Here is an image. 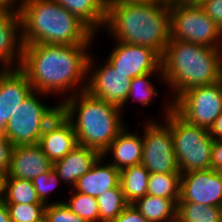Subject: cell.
<instances>
[{
    "mask_svg": "<svg viewBox=\"0 0 222 222\" xmlns=\"http://www.w3.org/2000/svg\"><path fill=\"white\" fill-rule=\"evenodd\" d=\"M89 47L90 45L27 44L23 46L19 69L27 76L34 91L58 96H65L72 91L70 97L86 90Z\"/></svg>",
    "mask_w": 222,
    "mask_h": 222,
    "instance_id": "1",
    "label": "cell"
},
{
    "mask_svg": "<svg viewBox=\"0 0 222 222\" xmlns=\"http://www.w3.org/2000/svg\"><path fill=\"white\" fill-rule=\"evenodd\" d=\"M104 29L115 41L147 46L161 57L171 39L169 4L161 1L107 3Z\"/></svg>",
    "mask_w": 222,
    "mask_h": 222,
    "instance_id": "2",
    "label": "cell"
},
{
    "mask_svg": "<svg viewBox=\"0 0 222 222\" xmlns=\"http://www.w3.org/2000/svg\"><path fill=\"white\" fill-rule=\"evenodd\" d=\"M23 45H91L95 34L54 0H20Z\"/></svg>",
    "mask_w": 222,
    "mask_h": 222,
    "instance_id": "3",
    "label": "cell"
},
{
    "mask_svg": "<svg viewBox=\"0 0 222 222\" xmlns=\"http://www.w3.org/2000/svg\"><path fill=\"white\" fill-rule=\"evenodd\" d=\"M222 48L186 41L168 42L162 56V75L174 102L186 90L220 81Z\"/></svg>",
    "mask_w": 222,
    "mask_h": 222,
    "instance_id": "4",
    "label": "cell"
},
{
    "mask_svg": "<svg viewBox=\"0 0 222 222\" xmlns=\"http://www.w3.org/2000/svg\"><path fill=\"white\" fill-rule=\"evenodd\" d=\"M64 99L60 111L71 122L78 144L102 155L125 127L122 110L86 90Z\"/></svg>",
    "mask_w": 222,
    "mask_h": 222,
    "instance_id": "5",
    "label": "cell"
},
{
    "mask_svg": "<svg viewBox=\"0 0 222 222\" xmlns=\"http://www.w3.org/2000/svg\"><path fill=\"white\" fill-rule=\"evenodd\" d=\"M171 133L181 173L211 169L214 139L208 129L188 123L172 108Z\"/></svg>",
    "mask_w": 222,
    "mask_h": 222,
    "instance_id": "6",
    "label": "cell"
},
{
    "mask_svg": "<svg viewBox=\"0 0 222 222\" xmlns=\"http://www.w3.org/2000/svg\"><path fill=\"white\" fill-rule=\"evenodd\" d=\"M48 94L33 91L14 111L4 129L13 146L37 145L47 124L60 112V102L46 106L40 99Z\"/></svg>",
    "mask_w": 222,
    "mask_h": 222,
    "instance_id": "7",
    "label": "cell"
},
{
    "mask_svg": "<svg viewBox=\"0 0 222 222\" xmlns=\"http://www.w3.org/2000/svg\"><path fill=\"white\" fill-rule=\"evenodd\" d=\"M169 8L172 40L222 48V28L204 12L199 3H172Z\"/></svg>",
    "mask_w": 222,
    "mask_h": 222,
    "instance_id": "8",
    "label": "cell"
},
{
    "mask_svg": "<svg viewBox=\"0 0 222 222\" xmlns=\"http://www.w3.org/2000/svg\"><path fill=\"white\" fill-rule=\"evenodd\" d=\"M165 107L164 124H159L152 119L144 126L141 164L150 173H181L177 165L171 133L173 102L168 101Z\"/></svg>",
    "mask_w": 222,
    "mask_h": 222,
    "instance_id": "9",
    "label": "cell"
},
{
    "mask_svg": "<svg viewBox=\"0 0 222 222\" xmlns=\"http://www.w3.org/2000/svg\"><path fill=\"white\" fill-rule=\"evenodd\" d=\"M173 109L188 123L209 130L222 113V82L186 90L173 102Z\"/></svg>",
    "mask_w": 222,
    "mask_h": 222,
    "instance_id": "10",
    "label": "cell"
},
{
    "mask_svg": "<svg viewBox=\"0 0 222 222\" xmlns=\"http://www.w3.org/2000/svg\"><path fill=\"white\" fill-rule=\"evenodd\" d=\"M93 58L90 53L86 91L92 96L105 100L123 111L132 79L114 69L107 60L104 64L94 68L96 64L94 65L95 61H93Z\"/></svg>",
    "mask_w": 222,
    "mask_h": 222,
    "instance_id": "11",
    "label": "cell"
},
{
    "mask_svg": "<svg viewBox=\"0 0 222 222\" xmlns=\"http://www.w3.org/2000/svg\"><path fill=\"white\" fill-rule=\"evenodd\" d=\"M129 79L151 72H162V57L152 48L116 41L106 59Z\"/></svg>",
    "mask_w": 222,
    "mask_h": 222,
    "instance_id": "12",
    "label": "cell"
},
{
    "mask_svg": "<svg viewBox=\"0 0 222 222\" xmlns=\"http://www.w3.org/2000/svg\"><path fill=\"white\" fill-rule=\"evenodd\" d=\"M178 202L222 207V172L205 169L181 173Z\"/></svg>",
    "mask_w": 222,
    "mask_h": 222,
    "instance_id": "13",
    "label": "cell"
},
{
    "mask_svg": "<svg viewBox=\"0 0 222 222\" xmlns=\"http://www.w3.org/2000/svg\"><path fill=\"white\" fill-rule=\"evenodd\" d=\"M27 76L19 69L0 70V133L18 107L32 92Z\"/></svg>",
    "mask_w": 222,
    "mask_h": 222,
    "instance_id": "14",
    "label": "cell"
},
{
    "mask_svg": "<svg viewBox=\"0 0 222 222\" xmlns=\"http://www.w3.org/2000/svg\"><path fill=\"white\" fill-rule=\"evenodd\" d=\"M23 46L19 10L0 11V65L3 64L1 69L20 67Z\"/></svg>",
    "mask_w": 222,
    "mask_h": 222,
    "instance_id": "15",
    "label": "cell"
},
{
    "mask_svg": "<svg viewBox=\"0 0 222 222\" xmlns=\"http://www.w3.org/2000/svg\"><path fill=\"white\" fill-rule=\"evenodd\" d=\"M38 145L54 163L78 145L71 122L60 111L45 127Z\"/></svg>",
    "mask_w": 222,
    "mask_h": 222,
    "instance_id": "16",
    "label": "cell"
},
{
    "mask_svg": "<svg viewBox=\"0 0 222 222\" xmlns=\"http://www.w3.org/2000/svg\"><path fill=\"white\" fill-rule=\"evenodd\" d=\"M53 168L52 161L37 145L13 146L6 177L33 180Z\"/></svg>",
    "mask_w": 222,
    "mask_h": 222,
    "instance_id": "17",
    "label": "cell"
},
{
    "mask_svg": "<svg viewBox=\"0 0 222 222\" xmlns=\"http://www.w3.org/2000/svg\"><path fill=\"white\" fill-rule=\"evenodd\" d=\"M104 156L100 155L88 172L80 177L73 190L93 197L115 188L120 183V170L111 163L103 165Z\"/></svg>",
    "mask_w": 222,
    "mask_h": 222,
    "instance_id": "18",
    "label": "cell"
},
{
    "mask_svg": "<svg viewBox=\"0 0 222 222\" xmlns=\"http://www.w3.org/2000/svg\"><path fill=\"white\" fill-rule=\"evenodd\" d=\"M101 154L96 150L83 145L75 146L65 157L53 163V169L58 178L69 183L71 189L77 180L90 170Z\"/></svg>",
    "mask_w": 222,
    "mask_h": 222,
    "instance_id": "19",
    "label": "cell"
},
{
    "mask_svg": "<svg viewBox=\"0 0 222 222\" xmlns=\"http://www.w3.org/2000/svg\"><path fill=\"white\" fill-rule=\"evenodd\" d=\"M124 127L117 135L115 140L103 152V156H113V162H110L114 167L121 170L125 167L137 165L141 163L143 152V138L138 133L130 131Z\"/></svg>",
    "mask_w": 222,
    "mask_h": 222,
    "instance_id": "20",
    "label": "cell"
},
{
    "mask_svg": "<svg viewBox=\"0 0 222 222\" xmlns=\"http://www.w3.org/2000/svg\"><path fill=\"white\" fill-rule=\"evenodd\" d=\"M84 22L95 34L103 28L108 0H54Z\"/></svg>",
    "mask_w": 222,
    "mask_h": 222,
    "instance_id": "21",
    "label": "cell"
},
{
    "mask_svg": "<svg viewBox=\"0 0 222 222\" xmlns=\"http://www.w3.org/2000/svg\"><path fill=\"white\" fill-rule=\"evenodd\" d=\"M133 205L149 222L177 221V204L172 199L146 194Z\"/></svg>",
    "mask_w": 222,
    "mask_h": 222,
    "instance_id": "22",
    "label": "cell"
},
{
    "mask_svg": "<svg viewBox=\"0 0 222 222\" xmlns=\"http://www.w3.org/2000/svg\"><path fill=\"white\" fill-rule=\"evenodd\" d=\"M150 172L140 163L120 170V187L128 204L147 194Z\"/></svg>",
    "mask_w": 222,
    "mask_h": 222,
    "instance_id": "23",
    "label": "cell"
},
{
    "mask_svg": "<svg viewBox=\"0 0 222 222\" xmlns=\"http://www.w3.org/2000/svg\"><path fill=\"white\" fill-rule=\"evenodd\" d=\"M181 173H150L147 194L172 199L180 198Z\"/></svg>",
    "mask_w": 222,
    "mask_h": 222,
    "instance_id": "24",
    "label": "cell"
},
{
    "mask_svg": "<svg viewBox=\"0 0 222 222\" xmlns=\"http://www.w3.org/2000/svg\"><path fill=\"white\" fill-rule=\"evenodd\" d=\"M176 222H222V207L178 202Z\"/></svg>",
    "mask_w": 222,
    "mask_h": 222,
    "instance_id": "25",
    "label": "cell"
},
{
    "mask_svg": "<svg viewBox=\"0 0 222 222\" xmlns=\"http://www.w3.org/2000/svg\"><path fill=\"white\" fill-rule=\"evenodd\" d=\"M3 199L5 203H42L31 180L14 177L5 178Z\"/></svg>",
    "mask_w": 222,
    "mask_h": 222,
    "instance_id": "26",
    "label": "cell"
},
{
    "mask_svg": "<svg viewBox=\"0 0 222 222\" xmlns=\"http://www.w3.org/2000/svg\"><path fill=\"white\" fill-rule=\"evenodd\" d=\"M97 203L100 222H111L128 206L120 184L99 195Z\"/></svg>",
    "mask_w": 222,
    "mask_h": 222,
    "instance_id": "27",
    "label": "cell"
},
{
    "mask_svg": "<svg viewBox=\"0 0 222 222\" xmlns=\"http://www.w3.org/2000/svg\"><path fill=\"white\" fill-rule=\"evenodd\" d=\"M72 196L63 201L66 206L87 222H100L97 198L76 192L70 188Z\"/></svg>",
    "mask_w": 222,
    "mask_h": 222,
    "instance_id": "28",
    "label": "cell"
},
{
    "mask_svg": "<svg viewBox=\"0 0 222 222\" xmlns=\"http://www.w3.org/2000/svg\"><path fill=\"white\" fill-rule=\"evenodd\" d=\"M154 73L155 75L156 73L160 74L158 76L159 78H162L161 80H163L162 72L146 73L144 75L137 76L131 80L126 104L131 98L132 100L139 101L142 105H146V106L152 103L153 101L152 98L158 95V91L155 89V87L153 86V84L151 83L149 79L150 76H153L152 74Z\"/></svg>",
    "mask_w": 222,
    "mask_h": 222,
    "instance_id": "29",
    "label": "cell"
},
{
    "mask_svg": "<svg viewBox=\"0 0 222 222\" xmlns=\"http://www.w3.org/2000/svg\"><path fill=\"white\" fill-rule=\"evenodd\" d=\"M11 222H39L44 219V203H5Z\"/></svg>",
    "mask_w": 222,
    "mask_h": 222,
    "instance_id": "30",
    "label": "cell"
},
{
    "mask_svg": "<svg viewBox=\"0 0 222 222\" xmlns=\"http://www.w3.org/2000/svg\"><path fill=\"white\" fill-rule=\"evenodd\" d=\"M44 219L46 222H87L72 212L63 201L46 205Z\"/></svg>",
    "mask_w": 222,
    "mask_h": 222,
    "instance_id": "31",
    "label": "cell"
},
{
    "mask_svg": "<svg viewBox=\"0 0 222 222\" xmlns=\"http://www.w3.org/2000/svg\"><path fill=\"white\" fill-rule=\"evenodd\" d=\"M60 181L61 180L58 178V175L53 168L32 180L35 191L37 192V195L42 203L45 205L49 204L48 198L58 183H61Z\"/></svg>",
    "mask_w": 222,
    "mask_h": 222,
    "instance_id": "32",
    "label": "cell"
},
{
    "mask_svg": "<svg viewBox=\"0 0 222 222\" xmlns=\"http://www.w3.org/2000/svg\"><path fill=\"white\" fill-rule=\"evenodd\" d=\"M199 5L222 28V0H202Z\"/></svg>",
    "mask_w": 222,
    "mask_h": 222,
    "instance_id": "33",
    "label": "cell"
},
{
    "mask_svg": "<svg viewBox=\"0 0 222 222\" xmlns=\"http://www.w3.org/2000/svg\"><path fill=\"white\" fill-rule=\"evenodd\" d=\"M13 144L0 133V170L7 173L10 165V156Z\"/></svg>",
    "mask_w": 222,
    "mask_h": 222,
    "instance_id": "34",
    "label": "cell"
},
{
    "mask_svg": "<svg viewBox=\"0 0 222 222\" xmlns=\"http://www.w3.org/2000/svg\"><path fill=\"white\" fill-rule=\"evenodd\" d=\"M111 222H149L133 204L128 206Z\"/></svg>",
    "mask_w": 222,
    "mask_h": 222,
    "instance_id": "35",
    "label": "cell"
},
{
    "mask_svg": "<svg viewBox=\"0 0 222 222\" xmlns=\"http://www.w3.org/2000/svg\"><path fill=\"white\" fill-rule=\"evenodd\" d=\"M211 169L222 172V139L213 141Z\"/></svg>",
    "mask_w": 222,
    "mask_h": 222,
    "instance_id": "36",
    "label": "cell"
},
{
    "mask_svg": "<svg viewBox=\"0 0 222 222\" xmlns=\"http://www.w3.org/2000/svg\"><path fill=\"white\" fill-rule=\"evenodd\" d=\"M209 134L214 140L222 139V113L216 118L209 128Z\"/></svg>",
    "mask_w": 222,
    "mask_h": 222,
    "instance_id": "37",
    "label": "cell"
},
{
    "mask_svg": "<svg viewBox=\"0 0 222 222\" xmlns=\"http://www.w3.org/2000/svg\"><path fill=\"white\" fill-rule=\"evenodd\" d=\"M19 2L20 0H0V11L19 10Z\"/></svg>",
    "mask_w": 222,
    "mask_h": 222,
    "instance_id": "38",
    "label": "cell"
},
{
    "mask_svg": "<svg viewBox=\"0 0 222 222\" xmlns=\"http://www.w3.org/2000/svg\"><path fill=\"white\" fill-rule=\"evenodd\" d=\"M0 222H11L9 212L3 198H0Z\"/></svg>",
    "mask_w": 222,
    "mask_h": 222,
    "instance_id": "39",
    "label": "cell"
},
{
    "mask_svg": "<svg viewBox=\"0 0 222 222\" xmlns=\"http://www.w3.org/2000/svg\"><path fill=\"white\" fill-rule=\"evenodd\" d=\"M158 0H108L107 3H122V4H135V3H148Z\"/></svg>",
    "mask_w": 222,
    "mask_h": 222,
    "instance_id": "40",
    "label": "cell"
},
{
    "mask_svg": "<svg viewBox=\"0 0 222 222\" xmlns=\"http://www.w3.org/2000/svg\"><path fill=\"white\" fill-rule=\"evenodd\" d=\"M6 173L0 170V198L4 196Z\"/></svg>",
    "mask_w": 222,
    "mask_h": 222,
    "instance_id": "41",
    "label": "cell"
},
{
    "mask_svg": "<svg viewBox=\"0 0 222 222\" xmlns=\"http://www.w3.org/2000/svg\"><path fill=\"white\" fill-rule=\"evenodd\" d=\"M159 1L167 4L178 3V2H191V0H159Z\"/></svg>",
    "mask_w": 222,
    "mask_h": 222,
    "instance_id": "42",
    "label": "cell"
},
{
    "mask_svg": "<svg viewBox=\"0 0 222 222\" xmlns=\"http://www.w3.org/2000/svg\"><path fill=\"white\" fill-rule=\"evenodd\" d=\"M220 81L222 82V58H221V73H220Z\"/></svg>",
    "mask_w": 222,
    "mask_h": 222,
    "instance_id": "43",
    "label": "cell"
},
{
    "mask_svg": "<svg viewBox=\"0 0 222 222\" xmlns=\"http://www.w3.org/2000/svg\"><path fill=\"white\" fill-rule=\"evenodd\" d=\"M202 0H191L192 3H199L201 2Z\"/></svg>",
    "mask_w": 222,
    "mask_h": 222,
    "instance_id": "44",
    "label": "cell"
}]
</instances>
